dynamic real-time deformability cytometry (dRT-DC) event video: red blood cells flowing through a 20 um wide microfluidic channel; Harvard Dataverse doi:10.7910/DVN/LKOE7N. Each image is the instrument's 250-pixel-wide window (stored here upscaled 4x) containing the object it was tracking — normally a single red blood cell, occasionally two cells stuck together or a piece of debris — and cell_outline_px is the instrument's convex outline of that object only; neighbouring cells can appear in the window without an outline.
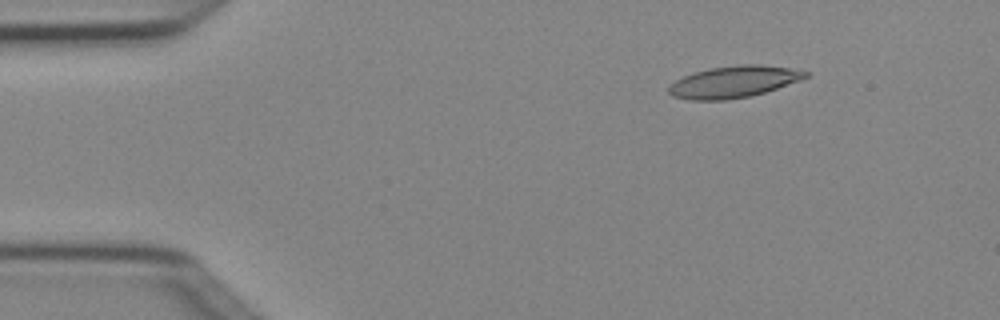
{"species": "Egyptian fruit bat (a non-hibernating species)", "species_latin": "Rousettus aegyptiacus", "temperature_condition": "cold", "stored_images_in_passage": 4, "camera_frame_rate_fps": 3000, "um_per_image_px": 0.085, "animal": {"sex": "female"}, "frame": {"image": 1, "passage_image": 2, "time_ms": 0.333, "image_size_px": [1000, 320], "cell_outline_px": [[808, 76], [800, 80], [764, 92], [748, 96], [724, 100], [688, 100], [672, 96], [668, 92], [668, 88], [676, 80], [692, 72], [708, 68], [736, 64], [760, 64], [788, 68], [808, 72]], "centroid_in_image_um": [62.31, 6.94], "position_along_channel_um": 22.7, "area_um2": 25.14}}